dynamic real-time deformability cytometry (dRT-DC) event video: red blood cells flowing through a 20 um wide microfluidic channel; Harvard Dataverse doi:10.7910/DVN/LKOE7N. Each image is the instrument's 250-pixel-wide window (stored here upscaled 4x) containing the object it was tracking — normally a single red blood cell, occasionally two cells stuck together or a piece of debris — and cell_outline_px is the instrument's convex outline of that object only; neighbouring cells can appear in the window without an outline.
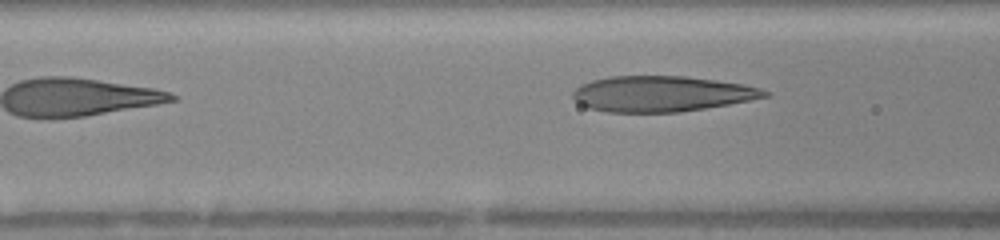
{"species": "human", "species_latin": "Homo sapiens", "temperature_condition": "warm", "stored_images_in_passage": 5, "segment_of_instrument_passage": [2, 2], "camera_frame_rate_fps": 3000, "um_per_image_px": 0.085, "donor": {"sex": "female"}, "frame": {"image": 1, "passage_image": 5, "time_ms": 2.333, "image_size_px": [1000, 240], "cell_outline_px": [[772, 92], [768, 96], [728, 104], [680, 112], [608, 112], [588, 108], [580, 104], [572, 96], [572, 92], [580, 84], [592, 80], [608, 76], [684, 76], [716, 80], [744, 84], [760, 88]], "centroid_in_image_um": [56.22, 7.97], "position_along_channel_um": 110.4, "area_um2": 39.82}}